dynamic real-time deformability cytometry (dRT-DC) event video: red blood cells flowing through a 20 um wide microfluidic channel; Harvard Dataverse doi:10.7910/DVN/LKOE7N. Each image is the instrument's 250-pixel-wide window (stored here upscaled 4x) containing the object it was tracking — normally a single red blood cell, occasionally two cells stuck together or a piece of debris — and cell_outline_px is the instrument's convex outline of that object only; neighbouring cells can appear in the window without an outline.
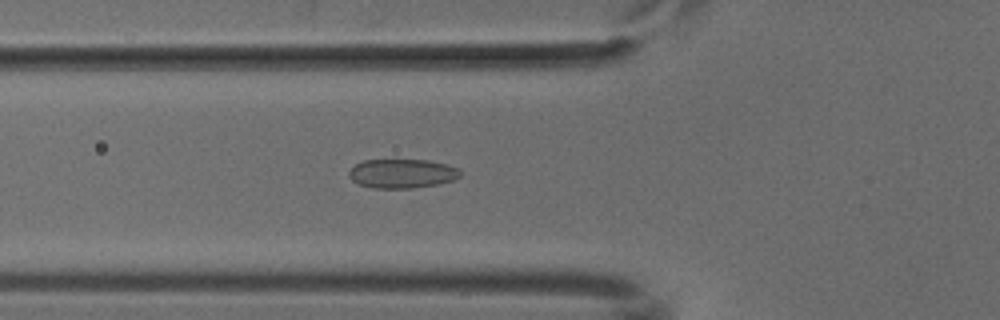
{"species": "common noctule bat (a hibernating species)", "species_latin": "Nyctalus noctula", "temperature_condition": "cold", "stored_images_in_passage": 52, "camera_frame_rate_fps": 3000, "um_per_image_px": 0.085, "animal": {"sex": "male", "body_mass_g": 18.8}, "frame": {"image": 1, "passage_image": 19, "time_ms": 6.0, "image_size_px": [1000, 320], "cell_outline_px": [[460, 176], [452, 180], [440, 184], [412, 188], [372, 188], [360, 184], [352, 180], [348, 176], [348, 172], [356, 164], [364, 160], [428, 160], [448, 164], [460, 168]], "centroid_in_image_um": [34.2, 14.75], "position_along_channel_um": 91.6, "area_um2": 18.96}}
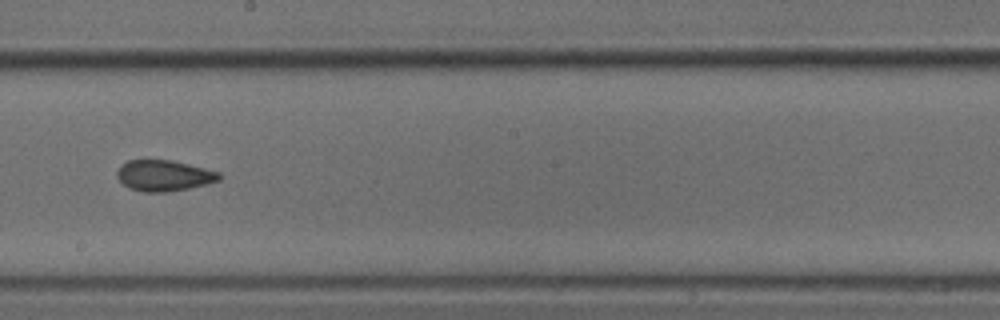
{"frame": {"image": 2, "passage_image": 30, "time_ms": 9.667, "image_size_px": [1000, 320], "cell_outline_px": [[220, 180], [188, 188], [168, 192], [144, 192], [128, 188], [116, 176], [116, 172], [120, 164], [128, 160], [172, 160], [220, 172]], "centroid_in_image_um": [13.89, 14.92], "position_along_channel_um": 234.3, "area_um2": 18.38}}
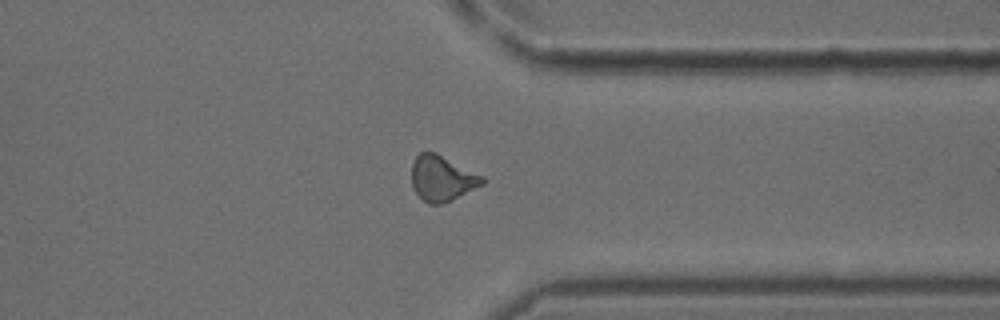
{"frame": {"image": 3, "passage_image": 41, "time_ms": 13.333, "image_size_px": [1000, 320], "cell_outline_px": [[484, 184], [444, 204], [428, 204], [412, 188], [412, 164], [416, 156], [420, 152], [436, 152], [484, 176]], "centroid_in_image_um": [37.58, 15.16], "position_along_channel_um": 373.8, "area_um2": 18.79}}